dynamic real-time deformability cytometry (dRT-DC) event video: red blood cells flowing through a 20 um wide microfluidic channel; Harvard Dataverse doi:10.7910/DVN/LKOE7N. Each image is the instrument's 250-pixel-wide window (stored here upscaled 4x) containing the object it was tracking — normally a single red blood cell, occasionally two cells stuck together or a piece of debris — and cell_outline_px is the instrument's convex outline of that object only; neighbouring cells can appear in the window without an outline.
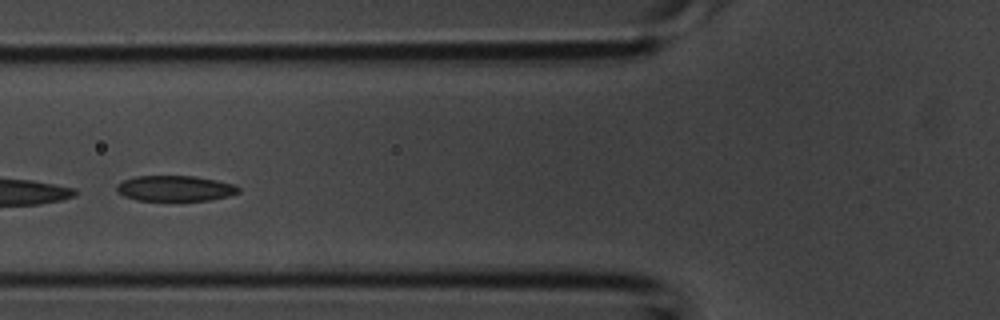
{"species": "common noctule bat (a hibernating species)", "species_latin": "Nyctalus noctula", "temperature_condition": "room temperature", "stored_images_in_passage": 37, "camera_frame_rate_fps": 3000, "um_per_image_px": 0.085, "animal": {"sex": "male", "body_mass_g": 20.1, "forearm_length_mm": 53.5}, "frame": {"image": 1, "passage_image": 11, "time_ms": 3.333, "image_size_px": [1000, 320], "cell_outline_px": [[240, 192], [228, 196], [208, 200], [136, 200], [124, 196], [116, 192], [116, 184], [124, 180], [136, 176], [196, 176], [236, 184], [240, 188]], "centroid_in_image_um": [14.88, 16.0], "position_along_channel_um": 110.9, "area_um2": 18.21}}
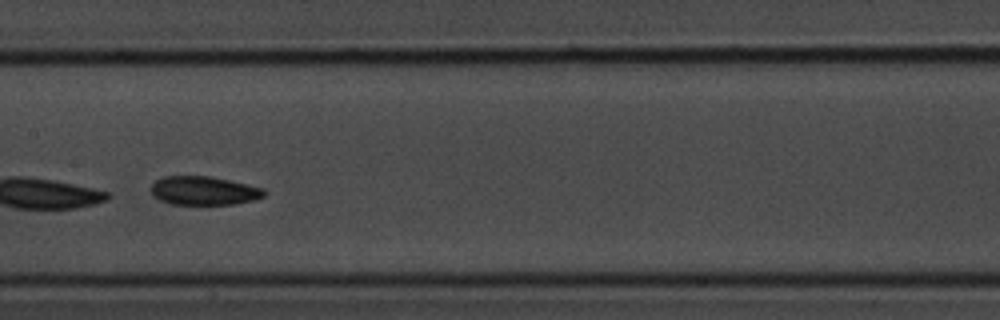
{"frame": {"image": 2, "passage_image": 16, "time_ms": 5.0, "image_size_px": [1000, 320], "cell_outline_px": [[268, 192], [264, 196], [256, 200], [236, 204], [172, 204], [160, 200], [152, 192], [152, 184], [156, 180], [164, 176], [208, 176], [248, 184], [264, 188]], "centroid_in_image_um": [17.4, 16.21], "position_along_channel_um": 190.0, "area_um2": 18.9}}